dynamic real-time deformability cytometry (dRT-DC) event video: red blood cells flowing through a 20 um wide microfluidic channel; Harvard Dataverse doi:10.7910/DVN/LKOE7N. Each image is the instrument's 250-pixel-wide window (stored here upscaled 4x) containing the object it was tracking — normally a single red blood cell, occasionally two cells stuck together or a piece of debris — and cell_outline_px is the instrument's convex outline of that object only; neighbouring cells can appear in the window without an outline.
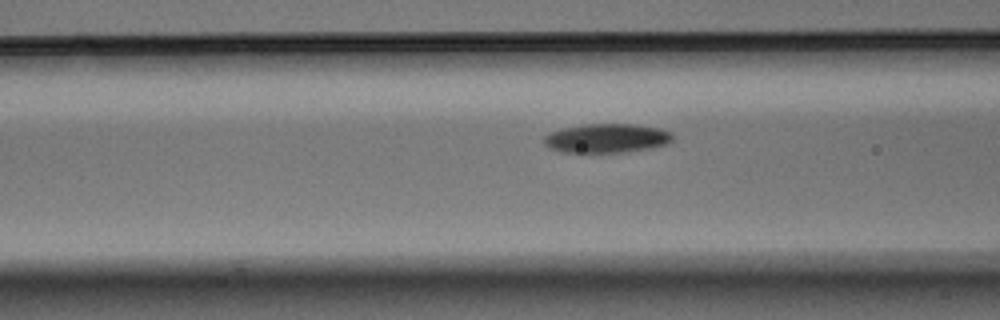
{"species": "Egyptian fruit bat (a non-hibernating species)", "species_latin": "Rousettus aegyptiacus", "temperature_condition": "warm", "stored_images_in_passage": 36, "camera_frame_rate_fps": 3000, "um_per_image_px": 0.085, "animal": {"sex": "male"}, "frame": {"image": 1, "passage_image": 14, "time_ms": 4.333, "image_size_px": [1000, 320], "cell_outline_px": [[672, 140], [668, 144], [652, 148], [624, 152], [560, 152], [544, 144], [544, 136], [560, 128], [584, 124], [632, 124], [660, 128], [672, 132]], "centroid_in_image_um": [51.59, 11.74], "position_along_channel_um": 115.0, "area_um2": 21.85}}
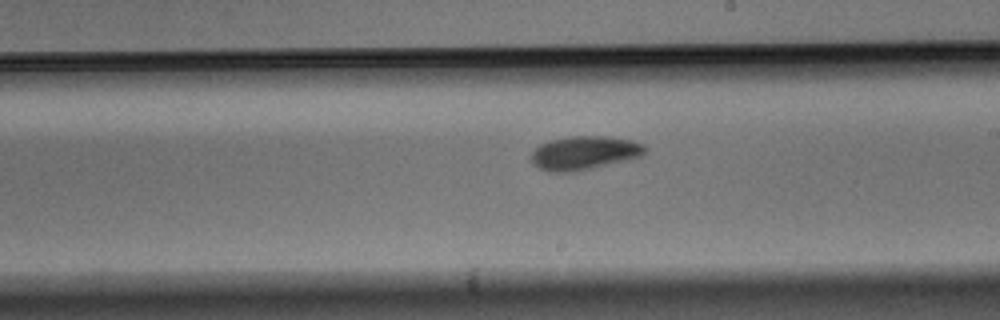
{"frame": {"image": 2, "passage_image": 24, "time_ms": 7.667, "image_size_px": [1000, 320], "cell_outline_px": [[648, 152], [644, 156], [628, 160], [576, 172], [548, 172], [532, 164], [532, 152], [540, 144], [552, 140], [568, 136], [608, 136], [632, 140], [644, 144], [648, 148]], "centroid_in_image_um": [49.73, 13.0], "position_along_channel_um": 239.3, "area_um2": 22.72}}
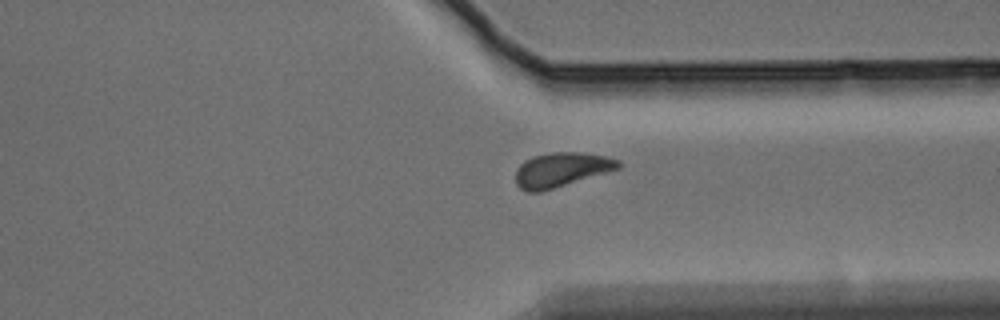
{"frame": {"image": 3, "passage_image": 34, "time_ms": 11.0, "image_size_px": [1000, 320], "cell_outline_px": [[620, 168], [540, 192], [528, 192], [520, 188], [516, 184], [516, 168], [524, 160], [532, 156], [552, 152], [580, 152], [604, 156], [620, 160]], "centroid_in_image_um": [47.67, 14.42], "position_along_channel_um": 363.7, "area_um2": 20.46}}